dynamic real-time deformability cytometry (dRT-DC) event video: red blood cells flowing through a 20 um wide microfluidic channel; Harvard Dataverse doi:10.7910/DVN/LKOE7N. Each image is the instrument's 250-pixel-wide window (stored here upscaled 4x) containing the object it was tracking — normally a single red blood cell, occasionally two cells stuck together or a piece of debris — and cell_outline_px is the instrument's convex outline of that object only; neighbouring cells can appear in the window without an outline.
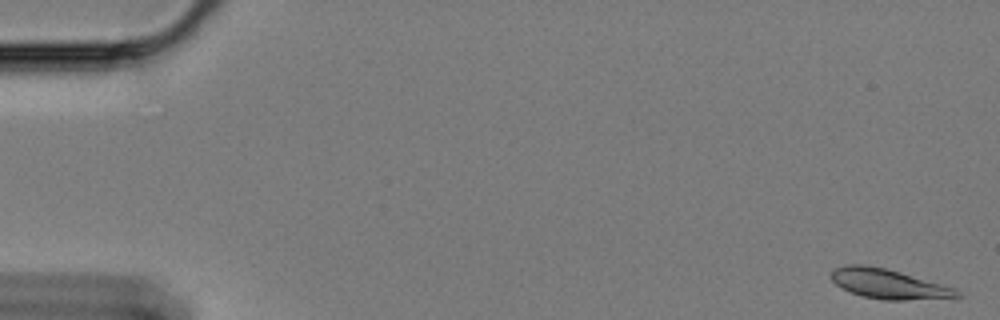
{"species": "Egyptian fruit bat (a non-hibernating species)", "species_latin": "Rousettus aegyptiacus", "temperature_condition": "cold", "stored_images_in_passage": 59, "camera_frame_rate_fps": 3000, "um_per_image_px": 0.085, "animal": {"sex": "female"}, "frame": {"image": 1, "passage_image": 1, "time_ms": 0.0, "image_size_px": [1000, 320], "cell_outline_px": [[960, 296], [956, 300], [884, 300], [864, 296], [840, 288], [832, 280], [832, 272], [836, 268], [844, 264], [868, 264], [900, 272], [956, 288], [960, 292]], "centroid_in_image_um": [75.63, 24.16], "position_along_channel_um": 9.4, "area_um2": 22.2}}
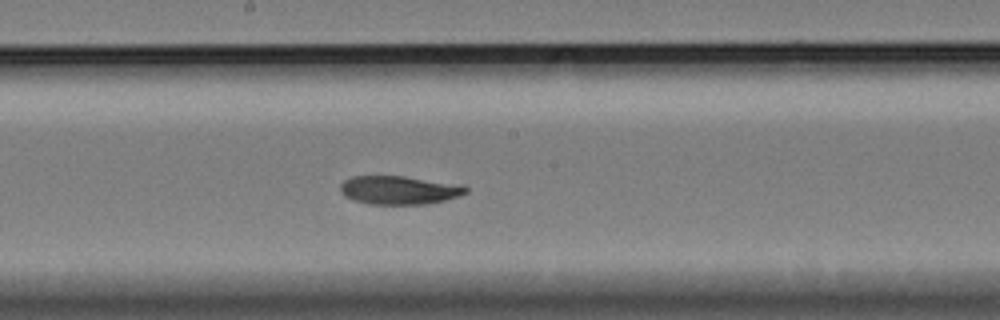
{"frame": {"image": 2, "passage_image": 32, "time_ms": 10.333, "image_size_px": [1000, 320], "cell_outline_px": [[468, 192], [460, 196], [428, 204], [368, 204], [352, 200], [344, 196], [340, 192], [340, 184], [344, 180], [352, 176], [404, 176], [464, 184], [468, 188]], "centroid_in_image_um": [33.95, 16.15], "position_along_channel_um": 214.3, "area_um2": 21.21}}
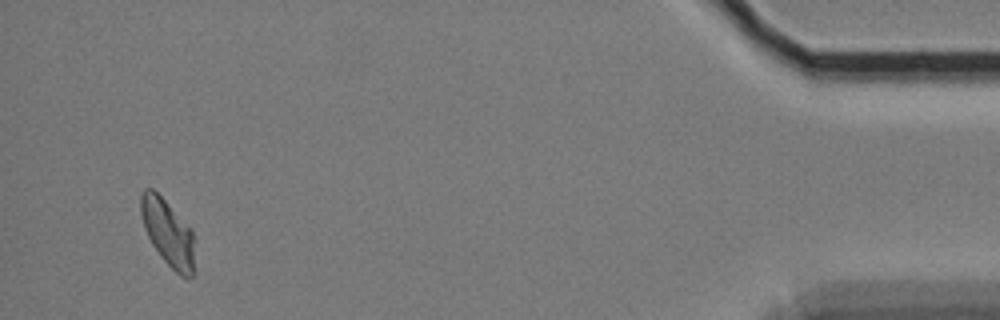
{"frame": {"image": 3, "passage_image": 57, "time_ms": 18.667, "image_size_px": [1000, 320], "cell_outline_px": [[192, 276], [188, 280], [180, 276], [160, 256], [152, 244], [144, 228], [140, 212], [140, 196], [144, 188], [152, 188], [192, 228]], "centroid_in_image_um": [14.23, 19.76], "position_along_channel_um": 421.0, "area_um2": 20.46}, "authors_computed_cell_mechanics": {"area_um2": 21.386, "velocity_mm_per_s": 3.3385, "shape_relaxation_time_tau1_ms": 3.9561, "shape_relaxation_time_tau2_ms": 4.4408, "deformation_change_tau1": 0.1306, "deformation_change_tau2": 0.0861}}